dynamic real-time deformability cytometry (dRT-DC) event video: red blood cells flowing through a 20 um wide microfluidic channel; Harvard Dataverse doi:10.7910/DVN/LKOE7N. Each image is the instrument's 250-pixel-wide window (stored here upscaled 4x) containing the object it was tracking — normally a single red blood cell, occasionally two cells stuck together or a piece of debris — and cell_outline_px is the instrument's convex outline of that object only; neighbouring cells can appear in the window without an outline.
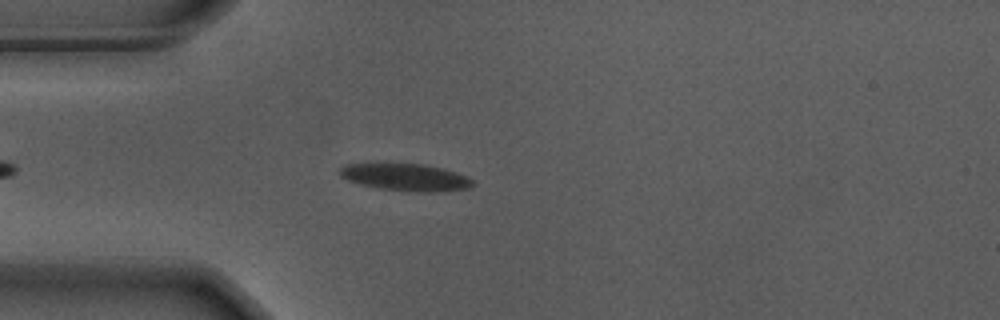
{"species": "Egyptian fruit bat (a non-hibernating species)", "species_latin": "Rousettus aegyptiacus", "temperature_condition": "warm", "stored_images_in_passage": 11, "camera_frame_rate_fps": 3000, "um_per_image_px": 0.085, "animal": {"sex": "male"}, "frame": {"image": 1, "passage_image": 7, "time_ms": 2.0, "image_size_px": [1000, 320], "cell_outline_px": [[476, 184], [468, 188], [440, 192], [408, 192], [376, 188], [360, 184], [348, 180], [340, 176], [340, 168], [344, 164], [424, 164], [456, 172], [468, 176]], "centroid_in_image_um": [34.51, 15.08], "position_along_channel_um": 50.5, "area_um2": 21.15}}